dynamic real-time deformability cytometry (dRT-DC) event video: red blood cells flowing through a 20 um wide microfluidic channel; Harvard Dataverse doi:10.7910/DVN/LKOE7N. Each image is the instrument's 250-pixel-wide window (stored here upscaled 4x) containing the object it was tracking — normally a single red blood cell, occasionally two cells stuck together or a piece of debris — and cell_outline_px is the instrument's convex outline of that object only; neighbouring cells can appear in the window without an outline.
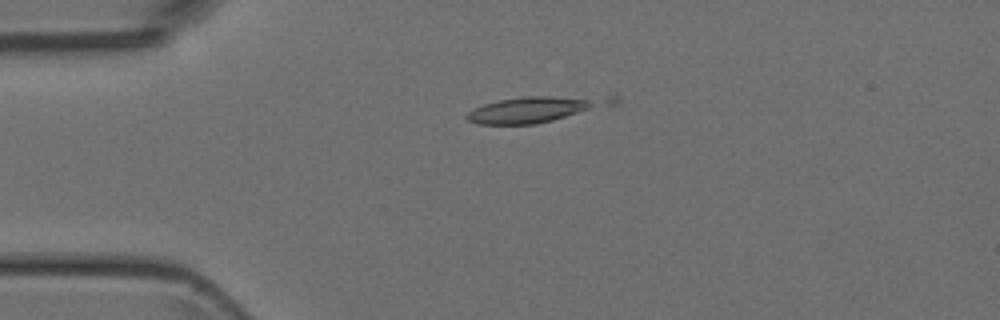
{"species": "Egyptian fruit bat (a non-hibernating species)", "species_latin": "Rousettus aegyptiacus", "temperature_condition": "room temperature", "stored_images_in_passage": 4, "camera_frame_rate_fps": 3000, "um_per_image_px": 0.085, "animal": {"sex": "female"}, "frame": {"image": 1, "passage_image": 3, "time_ms": 2.333, "image_size_px": [1000, 320], "cell_outline_px": [[620, 100], [616, 104], [536, 124], [480, 124], [468, 120], [464, 116], [472, 108], [484, 104], [500, 100], [524, 96], [612, 92], [616, 92], [620, 96]], "centroid_in_image_um": [45.85, 9.18], "position_along_channel_um": 39.1, "area_um2": 23.41}}